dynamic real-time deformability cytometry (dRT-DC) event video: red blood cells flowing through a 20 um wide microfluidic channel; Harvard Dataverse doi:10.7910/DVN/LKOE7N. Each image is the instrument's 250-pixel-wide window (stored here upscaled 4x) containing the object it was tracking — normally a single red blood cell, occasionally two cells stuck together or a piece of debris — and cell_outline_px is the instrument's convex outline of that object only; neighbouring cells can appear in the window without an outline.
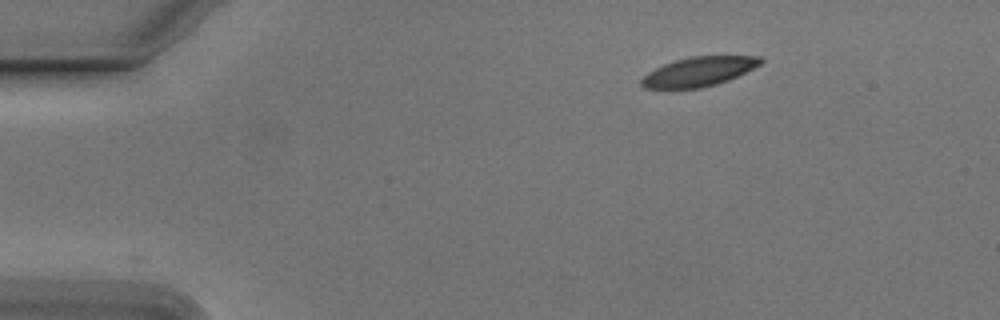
{"species": "Egyptian fruit bat (a non-hibernating species)", "species_latin": "Rousettus aegyptiacus", "temperature_condition": "cold", "stored_images_in_passage": 2, "camera_frame_rate_fps": 3000, "um_per_image_px": 0.085, "animal": {"sex": "male"}, "frame": {"image": 1, "passage_image": 1, "time_ms": 0.0, "image_size_px": [1000, 320], "cell_outline_px": [[764, 60], [760, 64], [728, 80], [716, 84], [700, 88], [644, 88], [640, 84], [640, 80], [648, 72], [664, 64], [676, 60], [692, 56], [760, 56]], "centroid_in_image_um": [59.38, 6.08], "position_along_channel_um": 25.6, "area_um2": 20.06}}